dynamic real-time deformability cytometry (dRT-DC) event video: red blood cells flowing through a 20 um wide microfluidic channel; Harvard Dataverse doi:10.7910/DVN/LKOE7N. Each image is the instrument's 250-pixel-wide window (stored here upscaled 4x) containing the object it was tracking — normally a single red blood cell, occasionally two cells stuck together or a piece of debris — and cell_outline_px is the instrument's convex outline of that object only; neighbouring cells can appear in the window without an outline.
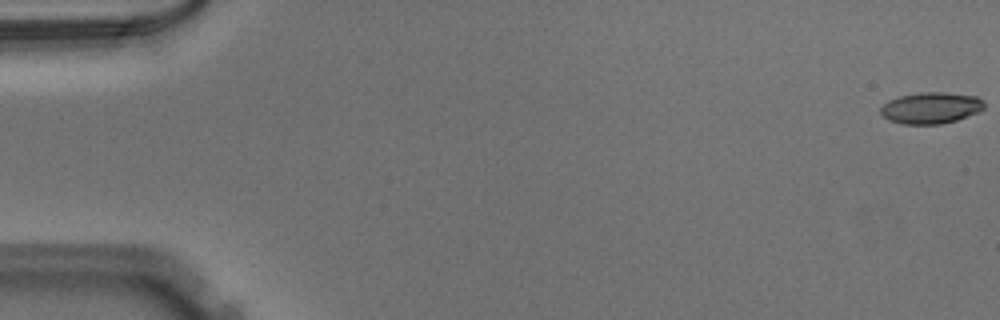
{"species": "Egyptian fruit bat (a non-hibernating species)", "species_latin": "Rousettus aegyptiacus", "temperature_condition": "warm", "stored_images_in_passage": 43, "camera_frame_rate_fps": 3000, "um_per_image_px": 0.085, "animal": {"sex": "male"}, "frame": {"image": 1, "passage_image": 1, "time_ms": 0.0, "image_size_px": [1000, 320], "cell_outline_px": [[984, 108], [976, 112], [956, 120], [940, 124], [900, 124], [888, 120], [880, 112], [880, 108], [888, 100], [900, 96], [920, 92], [944, 92], [976, 96], [984, 104]], "centroid_in_image_um": [79.08, 9.17], "position_along_channel_um": 5.9, "area_um2": 18.79}}
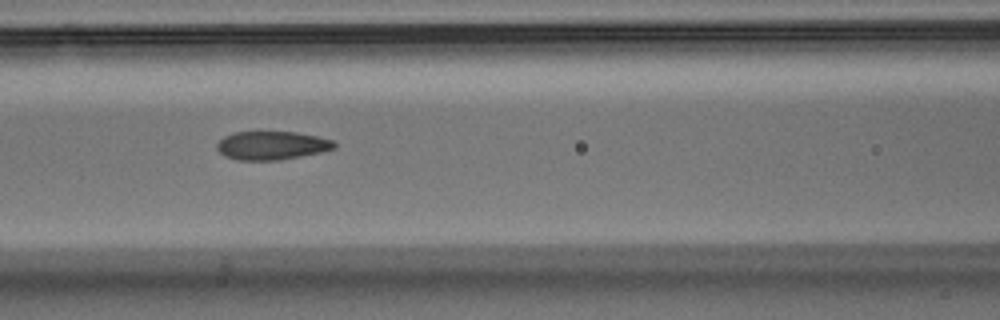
{"frame": {"image": 2, "passage_image": 23, "time_ms": 7.333, "image_size_px": [1000, 320], "cell_outline_px": [[336, 148], [320, 152], [280, 160], [236, 160], [224, 156], [216, 148], [216, 144], [224, 136], [232, 132], [296, 132], [316, 136], [332, 140], [336, 144]], "centroid_in_image_um": [23.07, 12.36], "position_along_channel_um": 143.5, "area_um2": 19.48}}
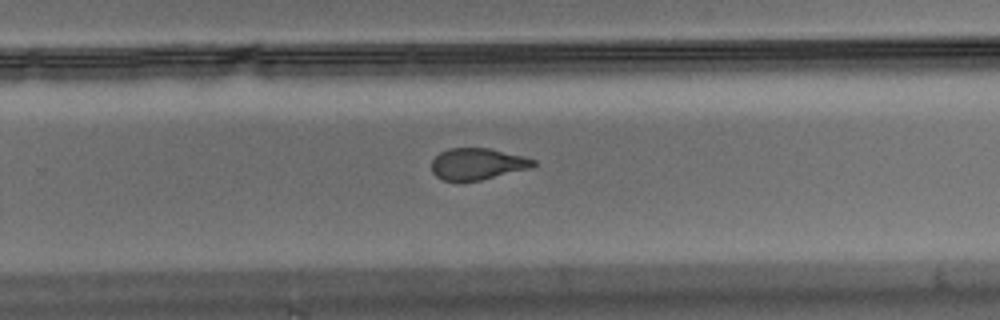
{"frame": {"image": 3, "passage_image": 34, "time_ms": 11.0, "image_size_px": [1000, 320], "cell_outline_px": [[536, 164], [532, 168], [480, 180], [444, 180], [436, 176], [432, 172], [432, 160], [440, 152], [448, 148], [488, 148], [524, 156], [536, 160]], "centroid_in_image_um": [40.6, 13.92], "position_along_channel_um": 289.2, "area_um2": 18.61}}